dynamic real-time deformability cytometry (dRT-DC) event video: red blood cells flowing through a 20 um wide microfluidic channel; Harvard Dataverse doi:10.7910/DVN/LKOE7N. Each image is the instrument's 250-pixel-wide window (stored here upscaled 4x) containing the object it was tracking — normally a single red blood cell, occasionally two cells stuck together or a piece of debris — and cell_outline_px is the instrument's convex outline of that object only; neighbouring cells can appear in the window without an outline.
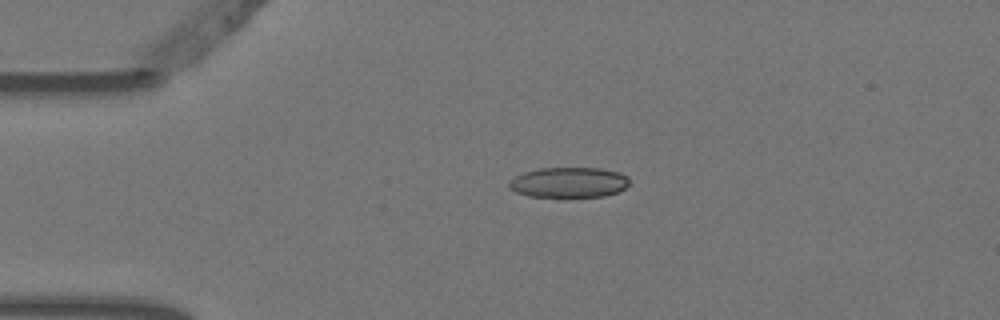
{"species": "Egyptian fruit bat (a non-hibernating species)", "species_latin": "Rousettus aegyptiacus", "temperature_condition": "warm", "stored_images_in_passage": 2, "camera_frame_rate_fps": 3000, "um_per_image_px": 0.085, "animal": {"sex": "female"}, "frame": {"image": 1, "passage_image": 1, "time_ms": 0.0, "image_size_px": [1000, 320], "cell_outline_px": [[628, 184], [624, 188], [616, 192], [604, 196], [560, 200], [528, 196], [516, 192], [508, 188], [508, 180], [524, 172], [540, 168], [600, 168], [620, 172], [628, 176]], "centroid_in_image_um": [48.3, 15.55], "position_along_channel_um": 36.7, "area_um2": 22.25}}